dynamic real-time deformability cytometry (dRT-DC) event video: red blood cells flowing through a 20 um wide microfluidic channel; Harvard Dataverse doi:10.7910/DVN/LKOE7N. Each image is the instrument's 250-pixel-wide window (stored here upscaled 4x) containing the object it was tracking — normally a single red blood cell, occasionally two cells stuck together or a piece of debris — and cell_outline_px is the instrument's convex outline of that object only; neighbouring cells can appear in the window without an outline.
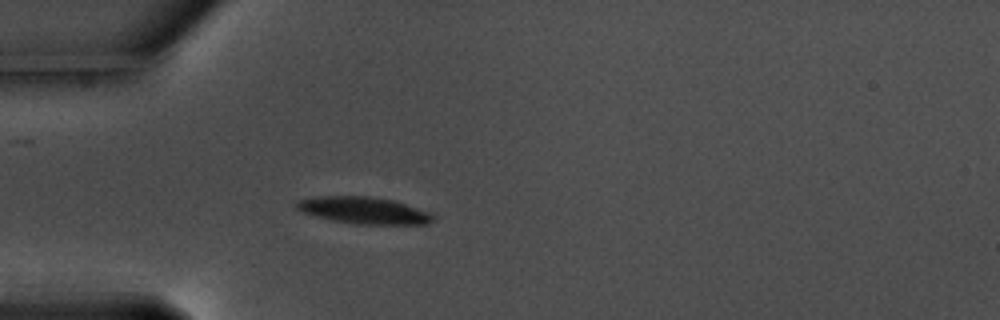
{"species": "common noctule bat (a hibernating species)", "species_latin": "Nyctalus noctula", "temperature_condition": "warm", "stored_images_in_passage": 42, "camera_frame_rate_fps": 3000, "um_per_image_px": 0.085, "animal": {"sex": "male", "body_mass_g": 17.5, "forearm_length_mm": 52.3}, "frame": {"image": 1, "passage_image": 1, "time_ms": 0.0, "image_size_px": [1000, 320], "cell_outline_px": [[436, 216], [428, 224], [356, 224], [336, 220], [304, 212], [296, 208], [296, 204], [300, 200], [320, 196], [368, 196], [396, 200], [432, 212]], "centroid_in_image_um": [31.05, 17.87], "position_along_channel_um": 53.9, "area_um2": 21.15}}
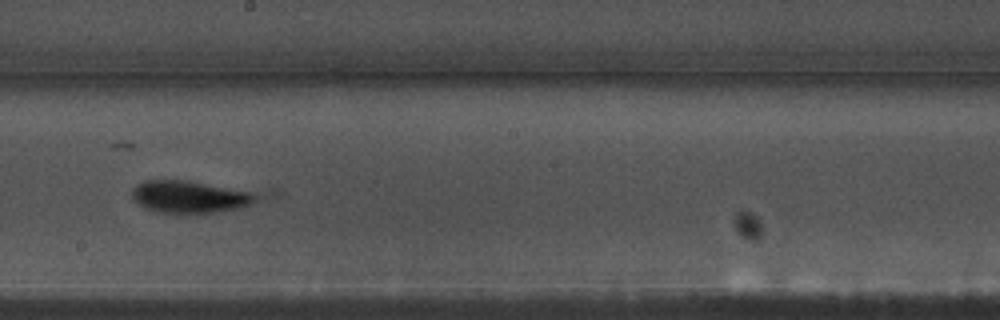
{"frame": {"image": 2, "passage_image": 17, "time_ms": 5.333, "image_size_px": [1000, 320], "cell_outline_px": [[264, 196], [252, 204], [240, 208], [216, 212], [180, 216], [176, 216], [156, 212], [144, 208], [132, 196], [132, 188], [136, 184], [144, 180], [184, 180], [248, 192]], "centroid_in_image_um": [16.09, 16.78], "position_along_channel_um": 232.1, "area_um2": 23.81}}
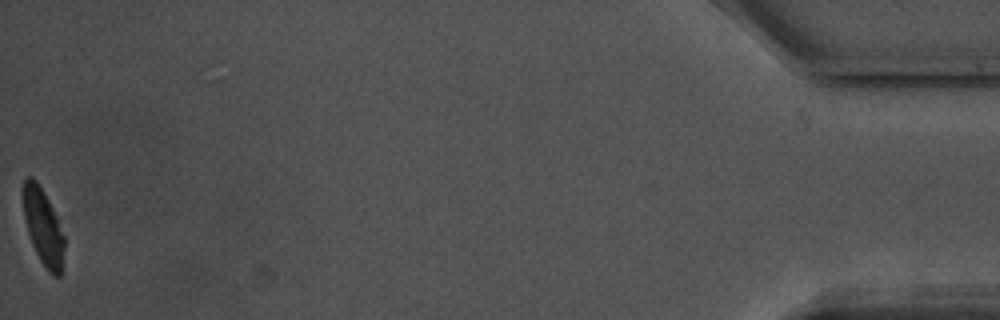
{"frame": {"image": 3, "passage_image": 42, "time_ms": 13.667, "image_size_px": [1000, 320], "cell_outline_px": [[64, 248], [60, 276], [52, 276], [48, 272], [40, 260], [32, 244], [28, 232], [24, 216], [20, 192], [24, 176], [32, 176], [36, 180], [48, 200], [56, 216], [64, 236]], "centroid_in_image_um": [3.62, 19.22], "position_along_channel_um": 431.6, "area_um2": 18.44}}